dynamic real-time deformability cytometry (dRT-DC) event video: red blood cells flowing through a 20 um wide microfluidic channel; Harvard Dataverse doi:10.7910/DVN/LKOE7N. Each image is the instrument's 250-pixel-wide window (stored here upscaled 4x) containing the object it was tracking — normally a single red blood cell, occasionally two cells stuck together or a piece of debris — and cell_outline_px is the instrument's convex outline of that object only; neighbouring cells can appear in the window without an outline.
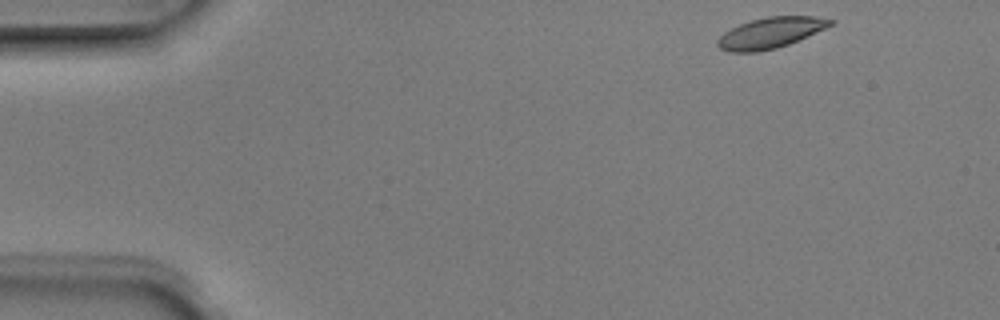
{"species": "Egyptian fruit bat (a non-hibernating species)", "species_latin": "Rousettus aegyptiacus", "temperature_condition": "room temperature", "stored_images_in_passage": 4, "camera_frame_rate_fps": 3000, "um_per_image_px": 0.085, "animal": {"sex": "male"}, "frame": {"image": 1, "passage_image": 1, "time_ms": 0.0, "image_size_px": [1000, 320], "cell_outline_px": [[836, 20], [832, 24], [824, 28], [788, 44], [776, 48], [756, 52], [728, 52], [720, 48], [716, 44], [716, 40], [724, 32], [740, 24], [752, 20], [768, 16], [816, 16]], "centroid_in_image_um": [65.45, 2.79], "position_along_channel_um": 19.5, "area_um2": 20.0}}
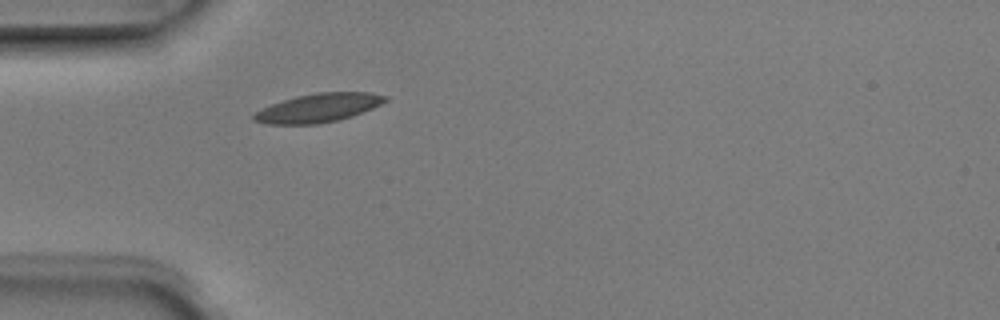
{"frame": {"image": 2, "passage_image": 4, "time_ms": 1.0, "image_size_px": [1000, 320], "cell_outline_px": [[388, 100], [372, 108], [352, 116], [336, 120], [316, 124], [268, 124], [252, 120], [252, 116], [260, 108], [296, 96], [316, 92], [372, 92], [388, 96]], "centroid_in_image_um": [27.06, 9.16], "position_along_channel_um": 57.9, "area_um2": 21.91}}